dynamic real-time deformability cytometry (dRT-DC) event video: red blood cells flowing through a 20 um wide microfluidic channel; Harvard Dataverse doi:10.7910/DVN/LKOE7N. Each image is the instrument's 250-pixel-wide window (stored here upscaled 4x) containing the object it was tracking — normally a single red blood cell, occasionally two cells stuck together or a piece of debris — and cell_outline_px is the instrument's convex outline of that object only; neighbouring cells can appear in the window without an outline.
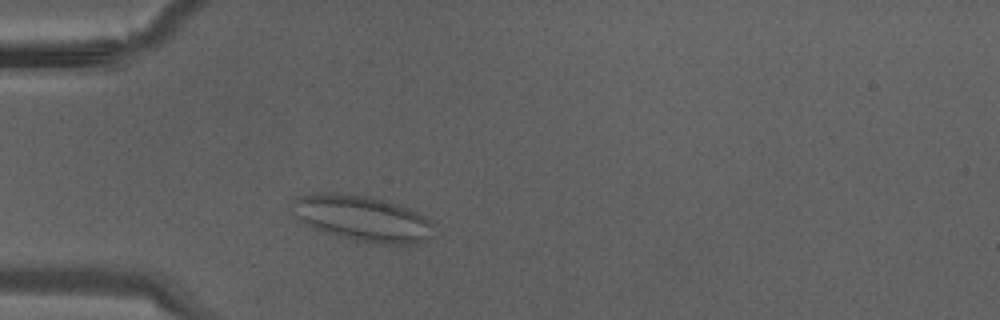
{"species": "Egyptian fruit bat (a non-hibernating species)", "species_latin": "Rousettus aegyptiacus", "temperature_condition": "warm", "stored_images_in_passage": 31, "camera_frame_rate_fps": 3000, "um_per_image_px": 0.085, "animal": {"sex": "male"}, "frame": {"image": 1, "passage_image": 5, "time_ms": 1.333, "image_size_px": [1000, 320], "cell_outline_px": [[432, 236], [412, 244], [380, 244], [352, 240], [320, 232], [304, 224], [288, 212], [288, 204], [300, 196], [312, 192], [336, 192], [368, 196], [396, 204], [408, 208], [424, 216], [432, 224]], "centroid_in_image_um": [30.65, 18.55], "position_along_channel_um": 54.4, "area_um2": 38.32}}
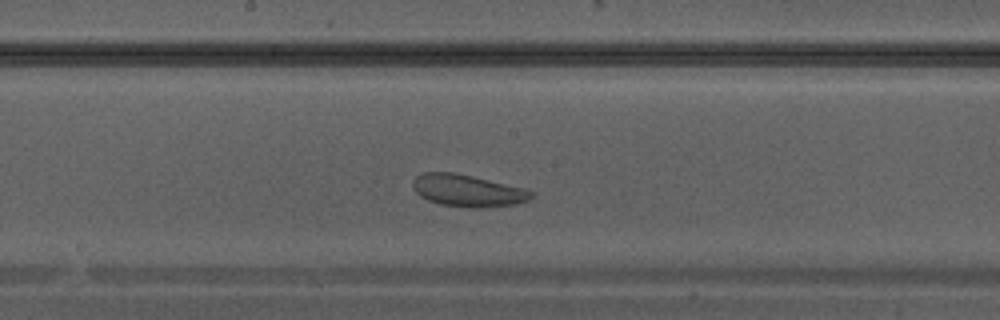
{"frame": {"image": 2, "passage_image": 14, "time_ms": 4.333, "image_size_px": [1000, 320], "cell_outline_px": [[532, 196], [528, 200], [516, 204], [480, 208], [468, 208], [440, 204], [428, 200], [420, 196], [412, 188], [412, 180], [416, 176], [424, 172], [452, 172], [472, 176], [524, 188], [532, 192]], "centroid_in_image_um": [39.7, 16.2], "position_along_channel_um": 208.5, "area_um2": 22.08}}